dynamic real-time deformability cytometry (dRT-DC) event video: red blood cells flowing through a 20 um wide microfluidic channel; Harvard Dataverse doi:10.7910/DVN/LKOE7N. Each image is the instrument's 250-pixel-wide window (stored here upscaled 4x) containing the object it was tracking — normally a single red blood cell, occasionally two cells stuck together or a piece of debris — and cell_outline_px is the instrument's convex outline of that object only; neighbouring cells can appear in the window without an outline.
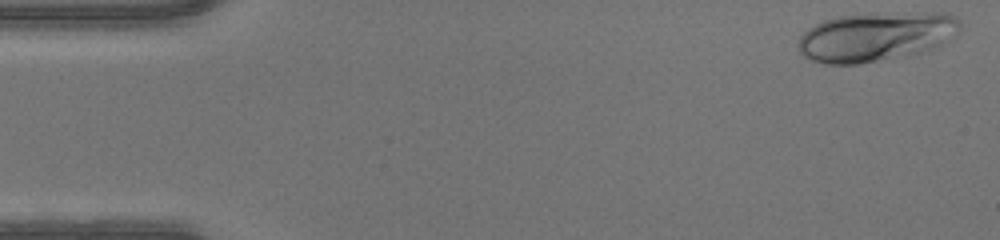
{"species": "human", "species_latin": "Homo sapiens", "temperature_condition": "warm", "stored_images_in_passage": 46, "camera_frame_rate_fps": 3000, "um_per_image_px": 0.085, "donor": {"sex": "male"}, "frame": {"image": 1, "passage_image": 1, "time_ms": 0.0, "image_size_px": [1000, 240], "cell_outline_px": [[960, 24], [956, 32], [940, 44], [932, 48], [908, 56], [856, 64], [824, 64], [812, 60], [804, 56], [800, 52], [800, 36], [808, 28], [824, 20], [840, 16], [944, 12], [948, 12], [956, 16]], "centroid_in_image_um": [74.43, 3.13], "position_along_channel_um": 10.6, "area_um2": 45.55}}
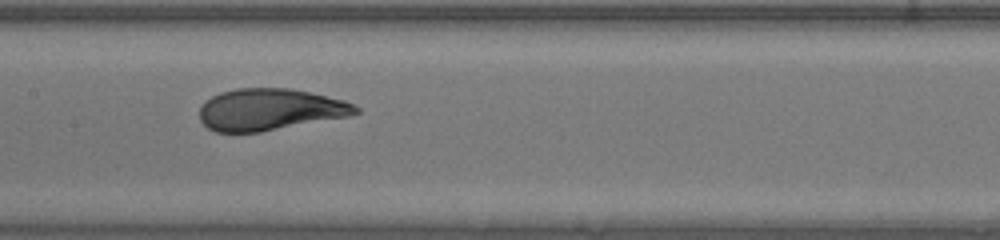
{"frame": {"image": 2, "passage_image": 22, "time_ms": 7.0, "image_size_px": [1000, 240], "cell_outline_px": [[360, 112], [348, 116], [260, 132], [216, 132], [208, 128], [200, 120], [200, 104], [204, 100], [220, 92], [236, 88], [288, 88], [308, 92], [344, 100], [356, 104], [360, 108]], "centroid_in_image_um": [22.92, 9.3], "position_along_channel_um": 184.5, "area_um2": 37.97}}
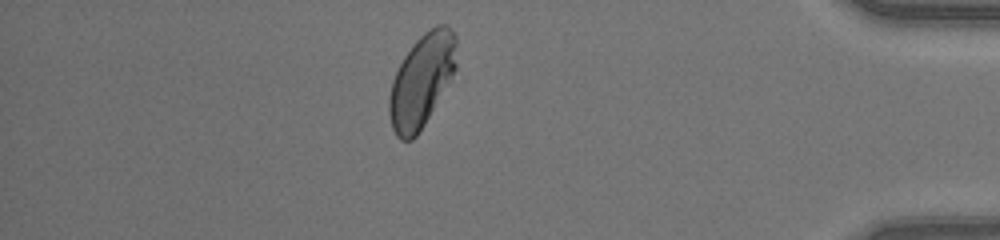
{"frame": {"image": 3, "passage_image": 40, "time_ms": 13.0, "image_size_px": [1000, 240], "cell_outline_px": [[456, 68], [452, 76], [424, 124], [416, 136], [412, 140], [400, 140], [396, 136], [392, 128], [388, 112], [388, 100], [392, 80], [404, 56], [412, 44], [424, 32], [436, 24], [448, 24], [456, 36]], "centroid_in_image_um": [35.83, 6.82], "position_along_channel_um": 399.4, "area_um2": 36.3}}